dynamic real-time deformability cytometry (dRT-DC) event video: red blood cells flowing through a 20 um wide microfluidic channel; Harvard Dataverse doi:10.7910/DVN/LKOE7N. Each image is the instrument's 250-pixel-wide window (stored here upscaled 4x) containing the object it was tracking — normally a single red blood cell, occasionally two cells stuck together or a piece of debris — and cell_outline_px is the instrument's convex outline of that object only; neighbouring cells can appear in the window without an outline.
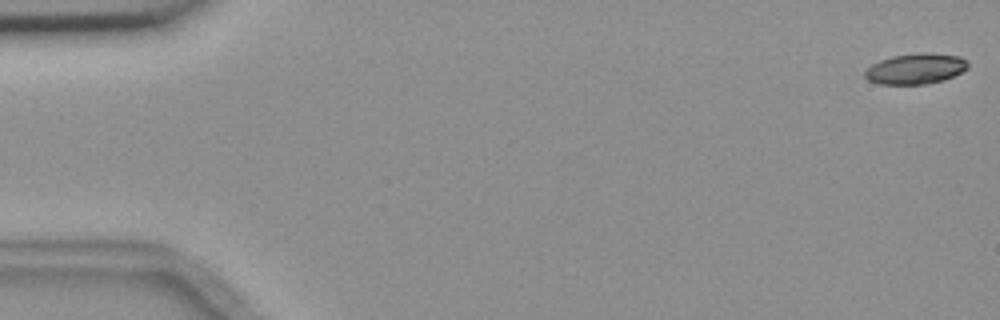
{"species": "common noctule bat (a hibernating species)", "species_latin": "Nyctalus noctula", "temperature_condition": "room temperature", "stored_images_in_passage": 4, "camera_frame_rate_fps": 3000, "um_per_image_px": 0.085, "animal": {"sex": "female", "body_mass_g": 18.4}, "frame": {"image": 1, "passage_image": 1, "time_ms": 0.0, "image_size_px": [1000, 320], "cell_outline_px": [[968, 68], [944, 80], [924, 84], [880, 84], [868, 80], [864, 76], [864, 72], [872, 64], [880, 60], [892, 56], [916, 52], [928, 52], [960, 56], [968, 60]], "centroid_in_image_um": [77.83, 5.82], "position_along_channel_um": 7.2, "area_um2": 18.5}}